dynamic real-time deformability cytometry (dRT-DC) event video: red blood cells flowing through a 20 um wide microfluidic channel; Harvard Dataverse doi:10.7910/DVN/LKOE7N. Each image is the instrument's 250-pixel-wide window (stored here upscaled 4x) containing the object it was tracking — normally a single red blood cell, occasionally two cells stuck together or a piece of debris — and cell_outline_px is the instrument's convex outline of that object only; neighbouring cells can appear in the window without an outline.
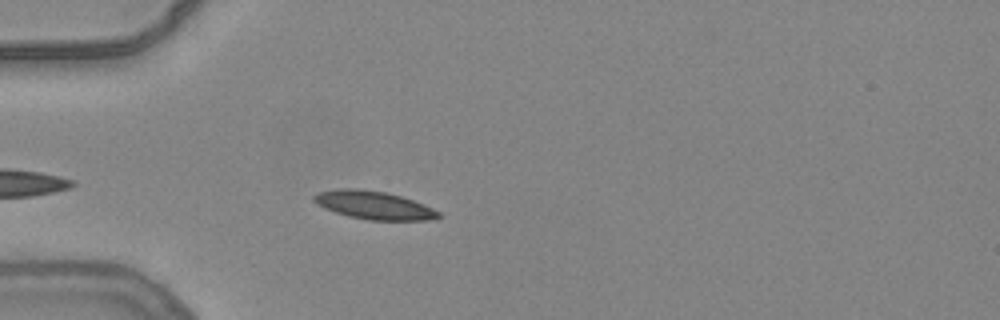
{"species": "common noctule bat (a hibernating species)", "species_latin": "Nyctalus noctula", "temperature_condition": "warm", "stored_images_in_passage": 43, "camera_frame_rate_fps": 3000, "um_per_image_px": 0.085, "animal": {"sex": "female", "body_mass_g": 24.6, "forearm_length_mm": 56.2}, "frame": {"image": 1, "passage_image": 7, "time_ms": 2.0, "image_size_px": [1000, 320], "cell_outline_px": [[440, 216], [428, 220], [368, 220], [348, 216], [324, 208], [316, 204], [312, 200], [312, 196], [320, 192], [340, 188], [356, 188], [388, 192], [424, 204], [440, 212]], "centroid_in_image_um": [31.74, 17.43], "position_along_channel_um": 53.3, "area_um2": 20.4}}
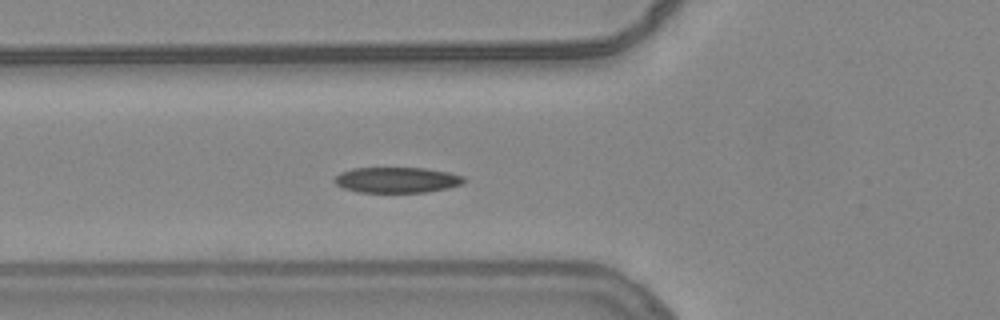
{"frame": {"image": 2, "passage_image": 11, "time_ms": 3.333, "image_size_px": [1000, 320], "cell_outline_px": [[464, 184], [448, 188], [428, 192], [360, 192], [344, 188], [336, 184], [332, 180], [340, 172], [352, 168], [424, 168], [448, 172], [464, 176]], "centroid_in_image_um": [33.74, 15.29], "position_along_channel_um": 92.1, "area_um2": 19.36}}
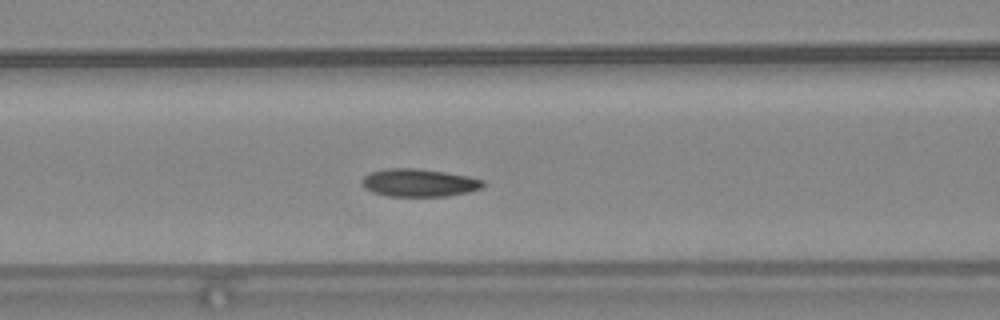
{"frame": {"image": 3, "passage_image": 14, "time_ms": 4.333, "image_size_px": [1000, 320], "cell_outline_px": [[484, 184], [480, 188], [468, 192], [444, 196], [388, 196], [372, 192], [364, 188], [360, 184], [360, 180], [368, 172], [384, 168], [416, 168], [444, 172], [468, 176], [484, 180]], "centroid_in_image_um": [35.53, 15.52], "position_along_channel_um": 131.1, "area_um2": 19.77}, "authors_computed_cell_mechanics": {"area_um2": 19.363, "velocity_mm_per_s": 3.8149, "shape_relaxation_time_tau1_ms": 1.5276, "shape_relaxation_time_tau2_ms": 2.6453, "deformation_change_tau1": 0.1066, "deformation_change_tau2": 0.0853}}